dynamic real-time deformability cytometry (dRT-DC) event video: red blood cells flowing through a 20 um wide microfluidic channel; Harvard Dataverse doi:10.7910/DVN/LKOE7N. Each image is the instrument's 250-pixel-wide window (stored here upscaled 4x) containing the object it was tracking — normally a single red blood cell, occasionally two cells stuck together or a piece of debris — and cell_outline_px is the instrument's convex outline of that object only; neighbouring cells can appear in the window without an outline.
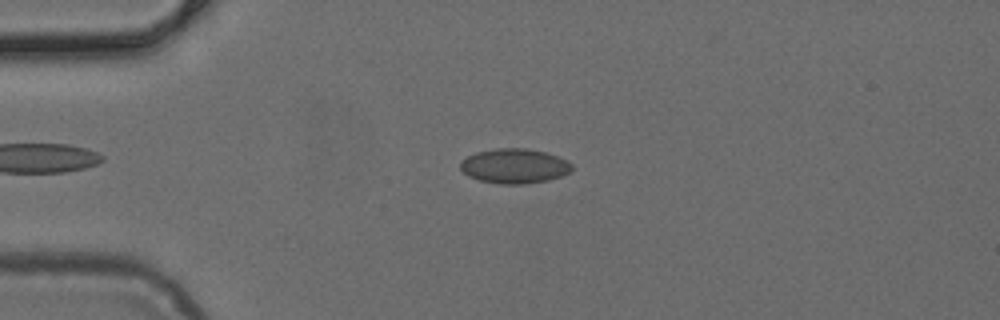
{"species": "common noctule bat (a hibernating species)", "species_latin": "Nyctalus noctula", "temperature_condition": "cold", "stored_images_in_passage": 43, "camera_frame_rate_fps": 3000, "um_per_image_px": 0.085, "animal": {"sex": "female", "body_mass_g": 24.6, "forearm_length_mm": 56.2}, "frame": {"image": 1, "passage_image": 6, "time_ms": 1.667, "image_size_px": [1000, 320], "cell_outline_px": [[572, 172], [548, 180], [524, 184], [500, 184], [480, 180], [468, 176], [460, 168], [460, 160], [476, 152], [496, 148], [528, 148], [544, 152], [568, 160], [572, 164]], "centroid_in_image_um": [43.73, 14.11], "position_along_channel_um": 41.3, "area_um2": 22.66}}
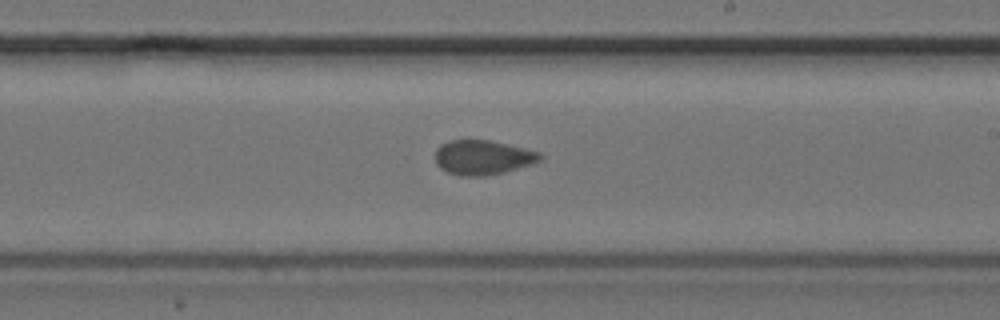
{"frame": {"image": 2, "passage_image": 23, "time_ms": 7.333, "image_size_px": [1000, 320], "cell_outline_px": [[544, 156], [540, 160], [504, 172], [488, 176], [460, 176], [448, 172], [440, 168], [436, 164], [436, 148], [440, 144], [452, 140], [492, 140], [540, 152]], "centroid_in_image_um": [41.01, 13.38], "position_along_channel_um": 248.0, "area_um2": 21.1}}
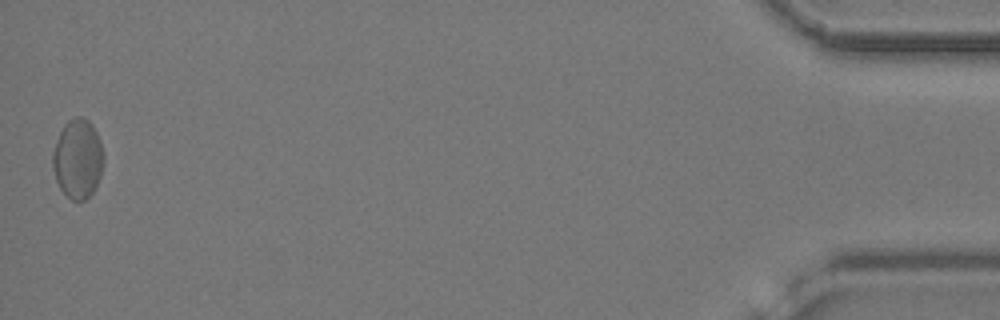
{"frame": {"image": 3, "passage_image": 43, "time_ms": 14.0, "image_size_px": [1000, 320], "cell_outline_px": [[104, 164], [100, 176], [92, 192], [84, 200], [72, 200], [60, 188], [56, 180], [52, 168], [52, 152], [60, 132], [64, 124], [68, 120], [76, 116], [80, 116], [88, 120], [92, 124], [100, 140], [104, 156]], "centroid_in_image_um": [6.61, 13.47], "position_along_channel_um": 428.6, "area_um2": 23.52}}